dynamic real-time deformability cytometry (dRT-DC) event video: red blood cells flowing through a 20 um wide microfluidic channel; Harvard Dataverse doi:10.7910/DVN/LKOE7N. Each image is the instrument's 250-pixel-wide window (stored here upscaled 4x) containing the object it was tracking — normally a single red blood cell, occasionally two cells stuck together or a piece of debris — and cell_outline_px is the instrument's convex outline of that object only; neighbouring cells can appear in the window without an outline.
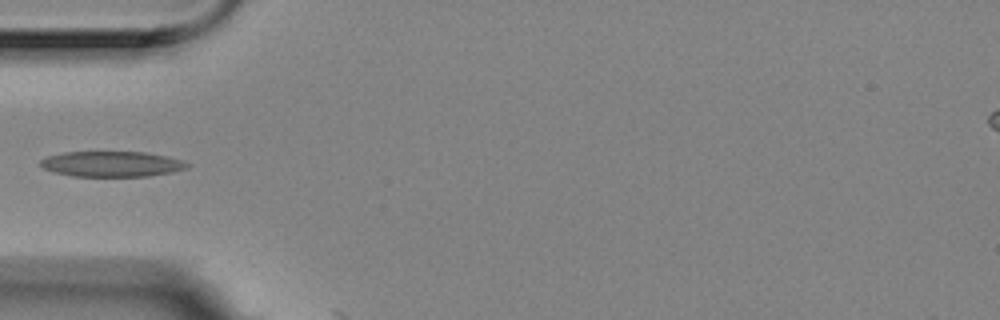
{"species": "Egyptian fruit bat (a non-hibernating species)", "species_latin": "Rousettus aegyptiacus", "temperature_condition": "room temperature", "stored_images_in_passage": 6, "camera_frame_rate_fps": 3000, "um_per_image_px": 0.085, "animal": {"sex": "female"}, "frame": {"image": 1, "passage_image": 6, "time_ms": 1.667, "image_size_px": [1000, 320], "cell_outline_px": [[188, 168], [172, 172], [148, 176], [72, 176], [56, 172], [44, 168], [40, 164], [40, 160], [48, 156], [64, 152], [144, 152], [168, 156], [184, 160], [188, 164]], "centroid_in_image_um": [9.54, 13.93], "position_along_channel_um": 75.5, "area_um2": 21.68}}